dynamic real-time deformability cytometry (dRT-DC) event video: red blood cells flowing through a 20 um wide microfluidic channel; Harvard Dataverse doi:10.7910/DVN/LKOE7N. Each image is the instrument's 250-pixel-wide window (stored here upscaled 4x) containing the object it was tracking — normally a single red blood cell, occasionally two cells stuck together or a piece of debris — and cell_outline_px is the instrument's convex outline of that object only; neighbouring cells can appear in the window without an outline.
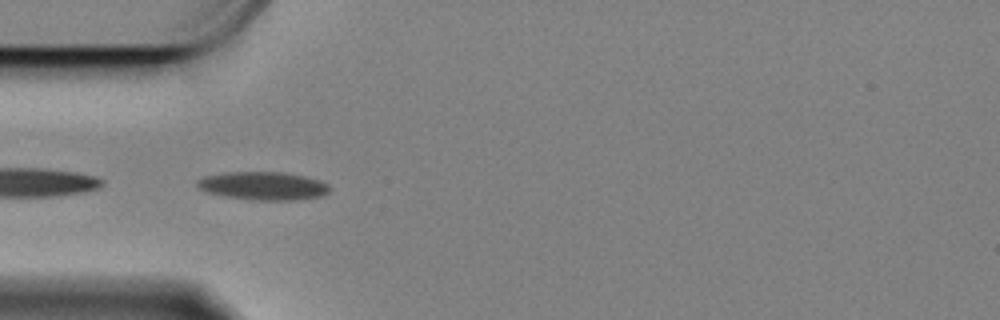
{"species": "Egyptian fruit bat (a non-hibernating species)", "species_latin": "Rousettus aegyptiacus", "temperature_condition": "cold", "stored_images_in_passage": 24, "camera_frame_rate_fps": 3000, "um_per_image_px": 0.085, "animal": {"sex": "female"}, "frame": {"image": 1, "passage_image": 1, "time_ms": 0.0, "image_size_px": [1000, 320], "cell_outline_px": [[328, 192], [320, 196], [296, 200], [248, 200], [224, 196], [204, 192], [196, 184], [196, 180], [208, 176], [224, 172], [280, 172], [304, 176], [328, 184]], "centroid_in_image_um": [22.31, 15.81], "position_along_channel_um": 62.7, "area_um2": 21.62}}
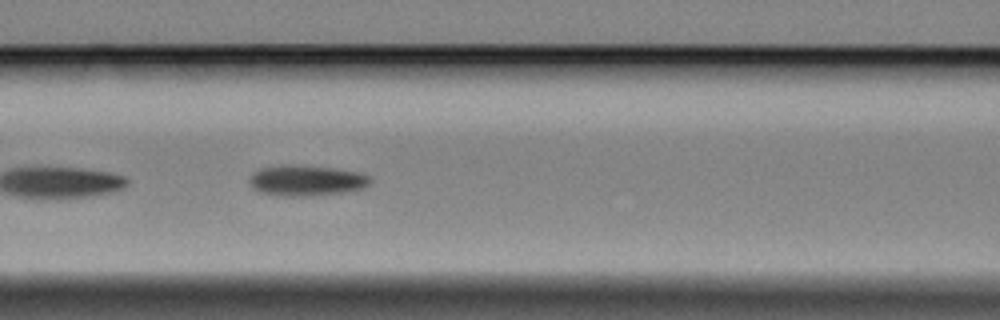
{"frame": {"image": 2, "passage_image": 8, "time_ms": 2.333, "image_size_px": [1000, 320], "cell_outline_px": [[372, 180], [364, 188], [344, 192], [304, 196], [284, 196], [260, 192], [252, 188], [248, 180], [260, 168], [284, 164], [292, 164], [336, 168], [360, 172], [368, 176]], "centroid_in_image_um": [26.05, 15.33], "position_along_channel_um": 140.6, "area_um2": 21.62}}